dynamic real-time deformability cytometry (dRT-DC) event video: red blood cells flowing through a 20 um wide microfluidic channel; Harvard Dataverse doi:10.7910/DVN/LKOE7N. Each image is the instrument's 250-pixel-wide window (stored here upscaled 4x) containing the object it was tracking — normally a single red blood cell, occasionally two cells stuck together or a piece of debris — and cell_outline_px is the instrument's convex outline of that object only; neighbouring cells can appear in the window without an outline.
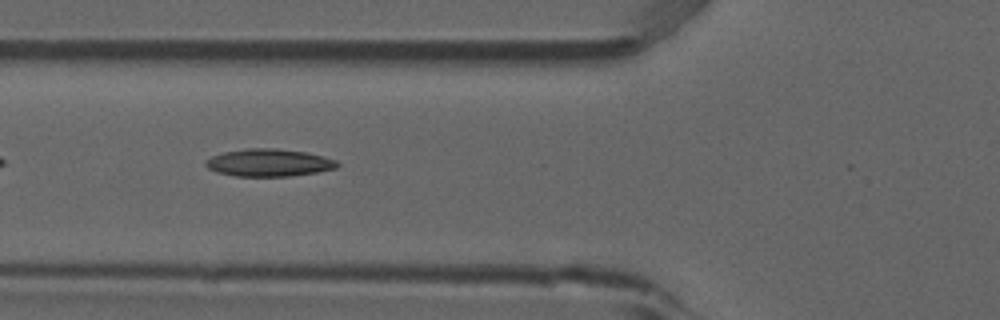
{"species": "common noctule bat (a hibernating species)", "species_latin": "Nyctalus noctula", "temperature_condition": "room temperature", "stored_images_in_passage": 39, "camera_frame_rate_fps": 3000, "um_per_image_px": 0.085, "animal": {"sex": "male", "forearm_length_mm": 52.5}, "frame": {"image": 1, "passage_image": 6, "time_ms": 1.667, "image_size_px": [1000, 320], "cell_outline_px": [[340, 164], [336, 168], [316, 172], [288, 176], [236, 176], [216, 172], [208, 168], [204, 164], [204, 160], [212, 156], [224, 152], [244, 148], [276, 148], [304, 152], [324, 156], [336, 160]], "centroid_in_image_um": [22.83, 13.82], "position_along_channel_um": 103.0, "area_um2": 21.1}, "authors_computed_cell_mechanics": {"area_um2": 19.941, "velocity_mm_per_s": 3.8781, "shape_relaxation_time_tau1_ms": 6.0427, "shape_relaxation_time_tau2_ms": 6.7418, "deformation_change_tau1": 0.1843, "deformation_change_tau2": 0.1609}}